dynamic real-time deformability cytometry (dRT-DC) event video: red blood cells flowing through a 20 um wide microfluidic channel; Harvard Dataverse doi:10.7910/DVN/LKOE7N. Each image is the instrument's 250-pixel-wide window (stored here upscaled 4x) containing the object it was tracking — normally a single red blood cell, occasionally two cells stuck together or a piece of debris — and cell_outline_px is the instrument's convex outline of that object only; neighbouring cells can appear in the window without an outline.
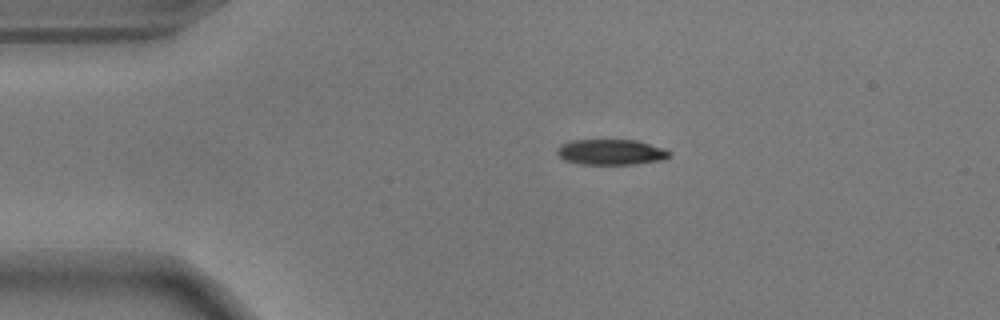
{"species": "common noctule bat (a hibernating species)", "species_latin": "Nyctalus noctula", "temperature_condition": "warm", "stored_images_in_passage": 45, "camera_frame_rate_fps": 3000, "um_per_image_px": 0.085, "animal": {"sex": "male", "body_mass_g": 17.9}, "frame": {"image": 1, "passage_image": 1, "time_ms": 0.0, "image_size_px": [1000, 320], "cell_outline_px": [[672, 156], [664, 160], [636, 164], [580, 164], [564, 160], [556, 152], [556, 148], [560, 144], [572, 140], [636, 140], [664, 148], [672, 152]], "centroid_in_image_um": [51.96, 12.93], "position_along_channel_um": 33.0, "area_um2": 16.94}}
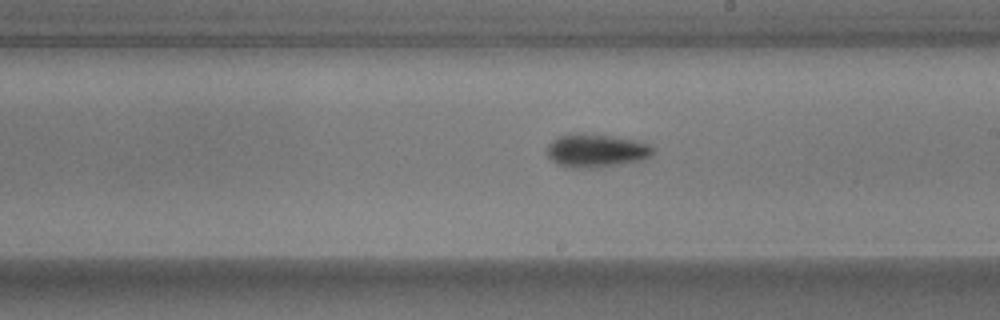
{"frame": {"image": 2, "passage_image": 21, "time_ms": 6.667, "image_size_px": [1000, 320], "cell_outline_px": [[652, 156], [644, 160], [596, 168], [564, 168], [556, 164], [544, 152], [548, 144], [552, 140], [560, 136], [608, 136], [636, 140], [648, 144], [652, 148]], "centroid_in_image_um": [50.65, 12.87], "position_along_channel_um": 238.3, "area_um2": 20.17}}
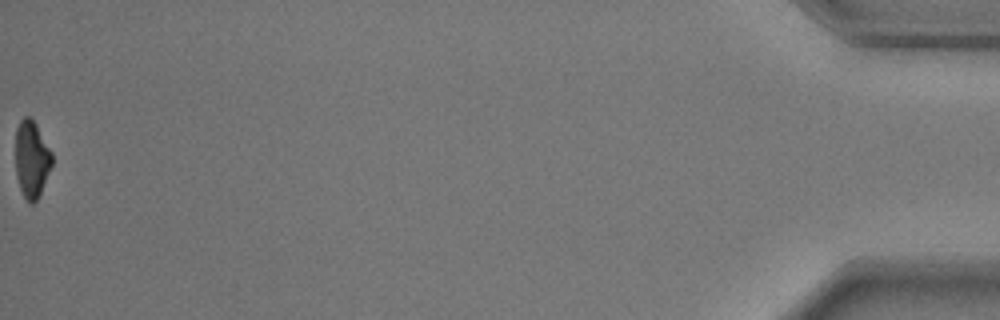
{"frame": {"image": 3, "passage_image": 45, "time_ms": 14.667, "image_size_px": [1000, 320], "cell_outline_px": [[52, 164], [40, 192], [36, 200], [32, 204], [28, 204], [20, 188], [16, 176], [16, 128], [20, 120], [24, 116], [28, 116], [36, 124], [52, 152]], "centroid_in_image_um": [2.68, 13.52], "position_along_channel_um": 432.5, "area_um2": 16.18}, "authors_computed_cell_mechanics": {"area_um2": 18.3226, "velocity_mm_per_s": 3.692, "shape_relaxation_time_tau1_ms": 2.5523, "shape_relaxation_time_tau2_ms": 2.4027, "deformation_change_tau1": 0.1382, "deformation_change_tau2": 0.0811}}